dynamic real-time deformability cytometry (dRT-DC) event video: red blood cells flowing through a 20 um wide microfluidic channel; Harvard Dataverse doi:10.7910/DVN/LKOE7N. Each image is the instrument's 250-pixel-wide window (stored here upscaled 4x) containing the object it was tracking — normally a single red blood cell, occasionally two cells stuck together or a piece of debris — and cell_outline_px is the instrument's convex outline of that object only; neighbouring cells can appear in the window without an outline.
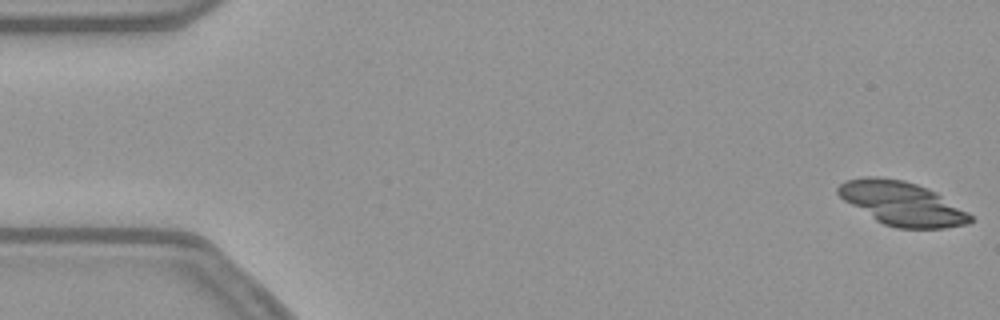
{"species": "common noctule bat (a hibernating species)", "species_latin": "Nyctalus noctula", "temperature_condition": "warm", "stored_images_in_passage": 54, "segment_of_instrument_passage": [1, 2], "camera_frame_rate_fps": 3000, "um_per_image_px": 0.085, "animal": {"sex": "female", "body_mass_g": 21.9}, "frame": {"image": 1, "passage_image": 1, "time_ms": 0.0, "image_size_px": [1000, 320], "cell_outline_px": [[972, 220], [968, 224], [944, 228], [900, 228], [884, 224], [876, 220], [844, 200], [836, 192], [836, 188], [840, 184], [848, 180], [868, 176], [872, 176], [904, 180], [928, 188], [936, 192], [968, 212], [972, 216]], "centroid_in_image_um": [76.68, 17.29], "position_along_channel_um": 8.3, "area_um2": 33.29}}